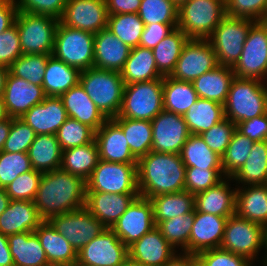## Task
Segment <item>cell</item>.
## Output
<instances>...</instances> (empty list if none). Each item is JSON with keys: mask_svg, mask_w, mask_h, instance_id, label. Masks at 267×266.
<instances>
[{"mask_svg": "<svg viewBox=\"0 0 267 266\" xmlns=\"http://www.w3.org/2000/svg\"><path fill=\"white\" fill-rule=\"evenodd\" d=\"M43 221L85 207L86 181L61 169L42 174L33 200Z\"/></svg>", "mask_w": 267, "mask_h": 266, "instance_id": "1", "label": "cell"}, {"mask_svg": "<svg viewBox=\"0 0 267 266\" xmlns=\"http://www.w3.org/2000/svg\"><path fill=\"white\" fill-rule=\"evenodd\" d=\"M185 170L180 154L150 151L137 160L139 195L150 198L185 190Z\"/></svg>", "mask_w": 267, "mask_h": 266, "instance_id": "2", "label": "cell"}, {"mask_svg": "<svg viewBox=\"0 0 267 266\" xmlns=\"http://www.w3.org/2000/svg\"><path fill=\"white\" fill-rule=\"evenodd\" d=\"M220 248L246 257L255 266H267L266 228L236 214L228 217Z\"/></svg>", "mask_w": 267, "mask_h": 266, "instance_id": "3", "label": "cell"}, {"mask_svg": "<svg viewBox=\"0 0 267 266\" xmlns=\"http://www.w3.org/2000/svg\"><path fill=\"white\" fill-rule=\"evenodd\" d=\"M267 113V82L234 77L224 104V114L234 124Z\"/></svg>", "mask_w": 267, "mask_h": 266, "instance_id": "4", "label": "cell"}, {"mask_svg": "<svg viewBox=\"0 0 267 266\" xmlns=\"http://www.w3.org/2000/svg\"><path fill=\"white\" fill-rule=\"evenodd\" d=\"M79 83L107 119L118 116L125 87L120 72L88 68L81 71Z\"/></svg>", "mask_w": 267, "mask_h": 266, "instance_id": "5", "label": "cell"}, {"mask_svg": "<svg viewBox=\"0 0 267 266\" xmlns=\"http://www.w3.org/2000/svg\"><path fill=\"white\" fill-rule=\"evenodd\" d=\"M225 16V0H187L178 6L177 28L189 39H208Z\"/></svg>", "mask_w": 267, "mask_h": 266, "instance_id": "6", "label": "cell"}, {"mask_svg": "<svg viewBox=\"0 0 267 266\" xmlns=\"http://www.w3.org/2000/svg\"><path fill=\"white\" fill-rule=\"evenodd\" d=\"M164 77L127 84L119 117L152 121L163 110Z\"/></svg>", "mask_w": 267, "mask_h": 266, "instance_id": "7", "label": "cell"}, {"mask_svg": "<svg viewBox=\"0 0 267 266\" xmlns=\"http://www.w3.org/2000/svg\"><path fill=\"white\" fill-rule=\"evenodd\" d=\"M256 21L226 15L208 38L218 65L233 67L240 58L251 26Z\"/></svg>", "mask_w": 267, "mask_h": 266, "instance_id": "8", "label": "cell"}, {"mask_svg": "<svg viewBox=\"0 0 267 266\" xmlns=\"http://www.w3.org/2000/svg\"><path fill=\"white\" fill-rule=\"evenodd\" d=\"M52 55L80 71L93 67L94 34L70 28L60 21L57 25Z\"/></svg>", "mask_w": 267, "mask_h": 266, "instance_id": "9", "label": "cell"}, {"mask_svg": "<svg viewBox=\"0 0 267 266\" xmlns=\"http://www.w3.org/2000/svg\"><path fill=\"white\" fill-rule=\"evenodd\" d=\"M15 23L23 54L52 55L58 19L47 15L18 11Z\"/></svg>", "mask_w": 267, "mask_h": 266, "instance_id": "10", "label": "cell"}, {"mask_svg": "<svg viewBox=\"0 0 267 266\" xmlns=\"http://www.w3.org/2000/svg\"><path fill=\"white\" fill-rule=\"evenodd\" d=\"M86 192L139 194L137 164L99 160L92 174L86 180Z\"/></svg>", "mask_w": 267, "mask_h": 266, "instance_id": "11", "label": "cell"}, {"mask_svg": "<svg viewBox=\"0 0 267 266\" xmlns=\"http://www.w3.org/2000/svg\"><path fill=\"white\" fill-rule=\"evenodd\" d=\"M232 70L236 77L267 82V29L261 21L251 26L240 58Z\"/></svg>", "mask_w": 267, "mask_h": 266, "instance_id": "12", "label": "cell"}, {"mask_svg": "<svg viewBox=\"0 0 267 266\" xmlns=\"http://www.w3.org/2000/svg\"><path fill=\"white\" fill-rule=\"evenodd\" d=\"M218 66L216 54L208 39H188L170 77L193 82Z\"/></svg>", "mask_w": 267, "mask_h": 266, "instance_id": "13", "label": "cell"}, {"mask_svg": "<svg viewBox=\"0 0 267 266\" xmlns=\"http://www.w3.org/2000/svg\"><path fill=\"white\" fill-rule=\"evenodd\" d=\"M49 222L76 252L106 229L85 207L54 216Z\"/></svg>", "mask_w": 267, "mask_h": 266, "instance_id": "14", "label": "cell"}, {"mask_svg": "<svg viewBox=\"0 0 267 266\" xmlns=\"http://www.w3.org/2000/svg\"><path fill=\"white\" fill-rule=\"evenodd\" d=\"M128 257V247L111 228H106L77 252L82 266H119Z\"/></svg>", "mask_w": 267, "mask_h": 266, "instance_id": "15", "label": "cell"}, {"mask_svg": "<svg viewBox=\"0 0 267 266\" xmlns=\"http://www.w3.org/2000/svg\"><path fill=\"white\" fill-rule=\"evenodd\" d=\"M151 123V151L180 154L182 146L190 136L184 117L163 109Z\"/></svg>", "mask_w": 267, "mask_h": 266, "instance_id": "16", "label": "cell"}, {"mask_svg": "<svg viewBox=\"0 0 267 266\" xmlns=\"http://www.w3.org/2000/svg\"><path fill=\"white\" fill-rule=\"evenodd\" d=\"M154 227L152 203L148 198L139 195L111 229L128 247Z\"/></svg>", "mask_w": 267, "mask_h": 266, "instance_id": "17", "label": "cell"}, {"mask_svg": "<svg viewBox=\"0 0 267 266\" xmlns=\"http://www.w3.org/2000/svg\"><path fill=\"white\" fill-rule=\"evenodd\" d=\"M63 25L93 34L107 27L105 0H67L59 20Z\"/></svg>", "mask_w": 267, "mask_h": 266, "instance_id": "18", "label": "cell"}, {"mask_svg": "<svg viewBox=\"0 0 267 266\" xmlns=\"http://www.w3.org/2000/svg\"><path fill=\"white\" fill-rule=\"evenodd\" d=\"M46 97L42 86L32 84L8 72L2 98L9 117H22L29 109L40 104Z\"/></svg>", "mask_w": 267, "mask_h": 266, "instance_id": "19", "label": "cell"}, {"mask_svg": "<svg viewBox=\"0 0 267 266\" xmlns=\"http://www.w3.org/2000/svg\"><path fill=\"white\" fill-rule=\"evenodd\" d=\"M227 220L228 217L195 210L187 253L196 255L208 249L220 248Z\"/></svg>", "mask_w": 267, "mask_h": 266, "instance_id": "20", "label": "cell"}, {"mask_svg": "<svg viewBox=\"0 0 267 266\" xmlns=\"http://www.w3.org/2000/svg\"><path fill=\"white\" fill-rule=\"evenodd\" d=\"M100 160L113 163L137 164L122 128L111 118L95 132Z\"/></svg>", "mask_w": 267, "mask_h": 266, "instance_id": "21", "label": "cell"}, {"mask_svg": "<svg viewBox=\"0 0 267 266\" xmlns=\"http://www.w3.org/2000/svg\"><path fill=\"white\" fill-rule=\"evenodd\" d=\"M67 118L62 99L54 96H47L40 104L34 105L20 117L36 135H56Z\"/></svg>", "mask_w": 267, "mask_h": 266, "instance_id": "22", "label": "cell"}, {"mask_svg": "<svg viewBox=\"0 0 267 266\" xmlns=\"http://www.w3.org/2000/svg\"><path fill=\"white\" fill-rule=\"evenodd\" d=\"M177 252L156 226L128 246V256L146 266H163Z\"/></svg>", "mask_w": 267, "mask_h": 266, "instance_id": "23", "label": "cell"}, {"mask_svg": "<svg viewBox=\"0 0 267 266\" xmlns=\"http://www.w3.org/2000/svg\"><path fill=\"white\" fill-rule=\"evenodd\" d=\"M233 183L231 177H225L217 185L195 194V210L222 217L234 215L237 187Z\"/></svg>", "mask_w": 267, "mask_h": 266, "instance_id": "24", "label": "cell"}, {"mask_svg": "<svg viewBox=\"0 0 267 266\" xmlns=\"http://www.w3.org/2000/svg\"><path fill=\"white\" fill-rule=\"evenodd\" d=\"M139 194L86 192L85 208L106 228H112Z\"/></svg>", "mask_w": 267, "mask_h": 266, "instance_id": "25", "label": "cell"}, {"mask_svg": "<svg viewBox=\"0 0 267 266\" xmlns=\"http://www.w3.org/2000/svg\"><path fill=\"white\" fill-rule=\"evenodd\" d=\"M131 48L107 27L94 34V62L97 69L120 72Z\"/></svg>", "mask_w": 267, "mask_h": 266, "instance_id": "26", "label": "cell"}, {"mask_svg": "<svg viewBox=\"0 0 267 266\" xmlns=\"http://www.w3.org/2000/svg\"><path fill=\"white\" fill-rule=\"evenodd\" d=\"M60 98L68 117L88 125L95 132L107 120L80 83L63 93Z\"/></svg>", "mask_w": 267, "mask_h": 266, "instance_id": "27", "label": "cell"}, {"mask_svg": "<svg viewBox=\"0 0 267 266\" xmlns=\"http://www.w3.org/2000/svg\"><path fill=\"white\" fill-rule=\"evenodd\" d=\"M42 222L33 201L10 200L7 209L0 215V232L6 236L34 232Z\"/></svg>", "mask_w": 267, "mask_h": 266, "instance_id": "28", "label": "cell"}, {"mask_svg": "<svg viewBox=\"0 0 267 266\" xmlns=\"http://www.w3.org/2000/svg\"><path fill=\"white\" fill-rule=\"evenodd\" d=\"M235 214L267 229V184L237 187Z\"/></svg>", "mask_w": 267, "mask_h": 266, "instance_id": "29", "label": "cell"}, {"mask_svg": "<svg viewBox=\"0 0 267 266\" xmlns=\"http://www.w3.org/2000/svg\"><path fill=\"white\" fill-rule=\"evenodd\" d=\"M49 264L73 266L77 252L69 241L56 231L49 221H43L35 230Z\"/></svg>", "mask_w": 267, "mask_h": 266, "instance_id": "30", "label": "cell"}, {"mask_svg": "<svg viewBox=\"0 0 267 266\" xmlns=\"http://www.w3.org/2000/svg\"><path fill=\"white\" fill-rule=\"evenodd\" d=\"M125 85L164 77L157 69L152 49L133 47L120 71Z\"/></svg>", "mask_w": 267, "mask_h": 266, "instance_id": "31", "label": "cell"}, {"mask_svg": "<svg viewBox=\"0 0 267 266\" xmlns=\"http://www.w3.org/2000/svg\"><path fill=\"white\" fill-rule=\"evenodd\" d=\"M234 77L232 67L218 65L196 78L192 84L198 98L213 100L224 105Z\"/></svg>", "mask_w": 267, "mask_h": 266, "instance_id": "32", "label": "cell"}, {"mask_svg": "<svg viewBox=\"0 0 267 266\" xmlns=\"http://www.w3.org/2000/svg\"><path fill=\"white\" fill-rule=\"evenodd\" d=\"M80 73L79 69L50 55L42 82L46 96L60 97L70 88L77 86L80 82Z\"/></svg>", "mask_w": 267, "mask_h": 266, "instance_id": "33", "label": "cell"}, {"mask_svg": "<svg viewBox=\"0 0 267 266\" xmlns=\"http://www.w3.org/2000/svg\"><path fill=\"white\" fill-rule=\"evenodd\" d=\"M8 244L14 266H46L45 251L34 232L8 235Z\"/></svg>", "mask_w": 267, "mask_h": 266, "instance_id": "34", "label": "cell"}, {"mask_svg": "<svg viewBox=\"0 0 267 266\" xmlns=\"http://www.w3.org/2000/svg\"><path fill=\"white\" fill-rule=\"evenodd\" d=\"M61 146L56 135H36L28 150L32 169L46 173L60 169L62 158Z\"/></svg>", "mask_w": 267, "mask_h": 266, "instance_id": "35", "label": "cell"}, {"mask_svg": "<svg viewBox=\"0 0 267 266\" xmlns=\"http://www.w3.org/2000/svg\"><path fill=\"white\" fill-rule=\"evenodd\" d=\"M231 178L236 187L267 184V140L253 143L244 165Z\"/></svg>", "mask_w": 267, "mask_h": 266, "instance_id": "36", "label": "cell"}, {"mask_svg": "<svg viewBox=\"0 0 267 266\" xmlns=\"http://www.w3.org/2000/svg\"><path fill=\"white\" fill-rule=\"evenodd\" d=\"M183 117L190 134L200 135L225 118L224 105L198 98Z\"/></svg>", "mask_w": 267, "mask_h": 266, "instance_id": "37", "label": "cell"}, {"mask_svg": "<svg viewBox=\"0 0 267 266\" xmlns=\"http://www.w3.org/2000/svg\"><path fill=\"white\" fill-rule=\"evenodd\" d=\"M99 160V150L94 139L86 145L63 150L60 169L86 181Z\"/></svg>", "mask_w": 267, "mask_h": 266, "instance_id": "38", "label": "cell"}, {"mask_svg": "<svg viewBox=\"0 0 267 266\" xmlns=\"http://www.w3.org/2000/svg\"><path fill=\"white\" fill-rule=\"evenodd\" d=\"M148 199L152 203L155 226L161 221L184 215L195 208L194 195L187 190L161 194Z\"/></svg>", "mask_w": 267, "mask_h": 266, "instance_id": "39", "label": "cell"}, {"mask_svg": "<svg viewBox=\"0 0 267 266\" xmlns=\"http://www.w3.org/2000/svg\"><path fill=\"white\" fill-rule=\"evenodd\" d=\"M192 82L180 81L170 76L163 80V109L183 116L197 101Z\"/></svg>", "mask_w": 267, "mask_h": 266, "instance_id": "40", "label": "cell"}, {"mask_svg": "<svg viewBox=\"0 0 267 266\" xmlns=\"http://www.w3.org/2000/svg\"><path fill=\"white\" fill-rule=\"evenodd\" d=\"M124 132L131 153L138 160L147 155L152 148V123L149 120L112 118Z\"/></svg>", "mask_w": 267, "mask_h": 266, "instance_id": "41", "label": "cell"}, {"mask_svg": "<svg viewBox=\"0 0 267 266\" xmlns=\"http://www.w3.org/2000/svg\"><path fill=\"white\" fill-rule=\"evenodd\" d=\"M188 39L181 29L176 28L152 49L157 69L163 76H170L174 71L183 46Z\"/></svg>", "mask_w": 267, "mask_h": 266, "instance_id": "42", "label": "cell"}, {"mask_svg": "<svg viewBox=\"0 0 267 266\" xmlns=\"http://www.w3.org/2000/svg\"><path fill=\"white\" fill-rule=\"evenodd\" d=\"M180 157L186 167L222 168V157L212 151L200 135L190 134Z\"/></svg>", "mask_w": 267, "mask_h": 266, "instance_id": "43", "label": "cell"}, {"mask_svg": "<svg viewBox=\"0 0 267 266\" xmlns=\"http://www.w3.org/2000/svg\"><path fill=\"white\" fill-rule=\"evenodd\" d=\"M195 218V208L184 215L161 221L156 227L178 252L187 253V245Z\"/></svg>", "mask_w": 267, "mask_h": 266, "instance_id": "44", "label": "cell"}, {"mask_svg": "<svg viewBox=\"0 0 267 266\" xmlns=\"http://www.w3.org/2000/svg\"><path fill=\"white\" fill-rule=\"evenodd\" d=\"M144 26L137 13L108 15L107 28L130 48L139 46Z\"/></svg>", "mask_w": 267, "mask_h": 266, "instance_id": "45", "label": "cell"}, {"mask_svg": "<svg viewBox=\"0 0 267 266\" xmlns=\"http://www.w3.org/2000/svg\"><path fill=\"white\" fill-rule=\"evenodd\" d=\"M254 141L237 129L232 135L225 154L222 156V170L225 177H232L245 163Z\"/></svg>", "mask_w": 267, "mask_h": 266, "instance_id": "46", "label": "cell"}, {"mask_svg": "<svg viewBox=\"0 0 267 266\" xmlns=\"http://www.w3.org/2000/svg\"><path fill=\"white\" fill-rule=\"evenodd\" d=\"M49 56L46 54H22L11 64L9 72L15 77L42 86Z\"/></svg>", "mask_w": 267, "mask_h": 266, "instance_id": "47", "label": "cell"}, {"mask_svg": "<svg viewBox=\"0 0 267 266\" xmlns=\"http://www.w3.org/2000/svg\"><path fill=\"white\" fill-rule=\"evenodd\" d=\"M137 14L144 25L178 24V6L172 0H142Z\"/></svg>", "mask_w": 267, "mask_h": 266, "instance_id": "48", "label": "cell"}, {"mask_svg": "<svg viewBox=\"0 0 267 266\" xmlns=\"http://www.w3.org/2000/svg\"><path fill=\"white\" fill-rule=\"evenodd\" d=\"M62 150L83 146L95 139V131L88 125L68 117L56 133Z\"/></svg>", "mask_w": 267, "mask_h": 266, "instance_id": "49", "label": "cell"}, {"mask_svg": "<svg viewBox=\"0 0 267 266\" xmlns=\"http://www.w3.org/2000/svg\"><path fill=\"white\" fill-rule=\"evenodd\" d=\"M224 178L222 168L186 167L185 190L195 195L217 185Z\"/></svg>", "mask_w": 267, "mask_h": 266, "instance_id": "50", "label": "cell"}, {"mask_svg": "<svg viewBox=\"0 0 267 266\" xmlns=\"http://www.w3.org/2000/svg\"><path fill=\"white\" fill-rule=\"evenodd\" d=\"M31 170L28 153L0 151V188H6L20 174Z\"/></svg>", "mask_w": 267, "mask_h": 266, "instance_id": "51", "label": "cell"}, {"mask_svg": "<svg viewBox=\"0 0 267 266\" xmlns=\"http://www.w3.org/2000/svg\"><path fill=\"white\" fill-rule=\"evenodd\" d=\"M42 172L32 169L20 174L6 188V194L10 200L33 201L38 190Z\"/></svg>", "mask_w": 267, "mask_h": 266, "instance_id": "52", "label": "cell"}, {"mask_svg": "<svg viewBox=\"0 0 267 266\" xmlns=\"http://www.w3.org/2000/svg\"><path fill=\"white\" fill-rule=\"evenodd\" d=\"M36 136L35 131L20 118H12V126L2 151L27 153Z\"/></svg>", "mask_w": 267, "mask_h": 266, "instance_id": "53", "label": "cell"}, {"mask_svg": "<svg viewBox=\"0 0 267 266\" xmlns=\"http://www.w3.org/2000/svg\"><path fill=\"white\" fill-rule=\"evenodd\" d=\"M236 130V124L226 117L216 123L209 130L200 134L206 145L220 157H222L230 143L233 133Z\"/></svg>", "mask_w": 267, "mask_h": 266, "instance_id": "54", "label": "cell"}, {"mask_svg": "<svg viewBox=\"0 0 267 266\" xmlns=\"http://www.w3.org/2000/svg\"><path fill=\"white\" fill-rule=\"evenodd\" d=\"M226 15L261 21L267 15V0H225Z\"/></svg>", "mask_w": 267, "mask_h": 266, "instance_id": "55", "label": "cell"}, {"mask_svg": "<svg viewBox=\"0 0 267 266\" xmlns=\"http://www.w3.org/2000/svg\"><path fill=\"white\" fill-rule=\"evenodd\" d=\"M205 266H255L246 257L222 248L208 249L196 254Z\"/></svg>", "mask_w": 267, "mask_h": 266, "instance_id": "56", "label": "cell"}, {"mask_svg": "<svg viewBox=\"0 0 267 266\" xmlns=\"http://www.w3.org/2000/svg\"><path fill=\"white\" fill-rule=\"evenodd\" d=\"M22 54L18 29L14 23L0 33V65L9 68Z\"/></svg>", "mask_w": 267, "mask_h": 266, "instance_id": "57", "label": "cell"}, {"mask_svg": "<svg viewBox=\"0 0 267 266\" xmlns=\"http://www.w3.org/2000/svg\"><path fill=\"white\" fill-rule=\"evenodd\" d=\"M17 10L54 17L58 20L63 15L67 0H14Z\"/></svg>", "mask_w": 267, "mask_h": 266, "instance_id": "58", "label": "cell"}, {"mask_svg": "<svg viewBox=\"0 0 267 266\" xmlns=\"http://www.w3.org/2000/svg\"><path fill=\"white\" fill-rule=\"evenodd\" d=\"M178 24H162L152 23L144 26L141 40L139 43L140 47L153 49L156 45L169 34H171Z\"/></svg>", "mask_w": 267, "mask_h": 266, "instance_id": "59", "label": "cell"}, {"mask_svg": "<svg viewBox=\"0 0 267 266\" xmlns=\"http://www.w3.org/2000/svg\"><path fill=\"white\" fill-rule=\"evenodd\" d=\"M236 129L252 141L267 140V113L236 124Z\"/></svg>", "mask_w": 267, "mask_h": 266, "instance_id": "60", "label": "cell"}, {"mask_svg": "<svg viewBox=\"0 0 267 266\" xmlns=\"http://www.w3.org/2000/svg\"><path fill=\"white\" fill-rule=\"evenodd\" d=\"M142 0H105L108 15L137 13Z\"/></svg>", "mask_w": 267, "mask_h": 266, "instance_id": "61", "label": "cell"}, {"mask_svg": "<svg viewBox=\"0 0 267 266\" xmlns=\"http://www.w3.org/2000/svg\"><path fill=\"white\" fill-rule=\"evenodd\" d=\"M17 12L14 0H0V33L15 23Z\"/></svg>", "mask_w": 267, "mask_h": 266, "instance_id": "62", "label": "cell"}, {"mask_svg": "<svg viewBox=\"0 0 267 266\" xmlns=\"http://www.w3.org/2000/svg\"><path fill=\"white\" fill-rule=\"evenodd\" d=\"M0 266H14L8 238L0 232Z\"/></svg>", "mask_w": 267, "mask_h": 266, "instance_id": "63", "label": "cell"}, {"mask_svg": "<svg viewBox=\"0 0 267 266\" xmlns=\"http://www.w3.org/2000/svg\"><path fill=\"white\" fill-rule=\"evenodd\" d=\"M196 258L195 254L177 252L163 266H190L191 262Z\"/></svg>", "mask_w": 267, "mask_h": 266, "instance_id": "64", "label": "cell"}, {"mask_svg": "<svg viewBox=\"0 0 267 266\" xmlns=\"http://www.w3.org/2000/svg\"><path fill=\"white\" fill-rule=\"evenodd\" d=\"M12 126V118L0 120V151H2L5 141L8 138Z\"/></svg>", "mask_w": 267, "mask_h": 266, "instance_id": "65", "label": "cell"}, {"mask_svg": "<svg viewBox=\"0 0 267 266\" xmlns=\"http://www.w3.org/2000/svg\"><path fill=\"white\" fill-rule=\"evenodd\" d=\"M10 197L6 194L5 188H0V215L7 209Z\"/></svg>", "mask_w": 267, "mask_h": 266, "instance_id": "66", "label": "cell"}, {"mask_svg": "<svg viewBox=\"0 0 267 266\" xmlns=\"http://www.w3.org/2000/svg\"><path fill=\"white\" fill-rule=\"evenodd\" d=\"M9 68L0 65V96L2 97L5 88V81Z\"/></svg>", "mask_w": 267, "mask_h": 266, "instance_id": "67", "label": "cell"}, {"mask_svg": "<svg viewBox=\"0 0 267 266\" xmlns=\"http://www.w3.org/2000/svg\"><path fill=\"white\" fill-rule=\"evenodd\" d=\"M119 266H146L130 258L129 256Z\"/></svg>", "mask_w": 267, "mask_h": 266, "instance_id": "68", "label": "cell"}, {"mask_svg": "<svg viewBox=\"0 0 267 266\" xmlns=\"http://www.w3.org/2000/svg\"><path fill=\"white\" fill-rule=\"evenodd\" d=\"M3 98L0 96V120L8 118Z\"/></svg>", "mask_w": 267, "mask_h": 266, "instance_id": "69", "label": "cell"}, {"mask_svg": "<svg viewBox=\"0 0 267 266\" xmlns=\"http://www.w3.org/2000/svg\"><path fill=\"white\" fill-rule=\"evenodd\" d=\"M190 266H205L197 257L191 262Z\"/></svg>", "mask_w": 267, "mask_h": 266, "instance_id": "70", "label": "cell"}, {"mask_svg": "<svg viewBox=\"0 0 267 266\" xmlns=\"http://www.w3.org/2000/svg\"><path fill=\"white\" fill-rule=\"evenodd\" d=\"M177 6H179L182 2L187 0H172Z\"/></svg>", "mask_w": 267, "mask_h": 266, "instance_id": "71", "label": "cell"}, {"mask_svg": "<svg viewBox=\"0 0 267 266\" xmlns=\"http://www.w3.org/2000/svg\"><path fill=\"white\" fill-rule=\"evenodd\" d=\"M261 22L265 25L267 29V15L261 20Z\"/></svg>", "mask_w": 267, "mask_h": 266, "instance_id": "72", "label": "cell"}, {"mask_svg": "<svg viewBox=\"0 0 267 266\" xmlns=\"http://www.w3.org/2000/svg\"><path fill=\"white\" fill-rule=\"evenodd\" d=\"M46 266H69V265H61V264H48Z\"/></svg>", "mask_w": 267, "mask_h": 266, "instance_id": "73", "label": "cell"}]
</instances>
